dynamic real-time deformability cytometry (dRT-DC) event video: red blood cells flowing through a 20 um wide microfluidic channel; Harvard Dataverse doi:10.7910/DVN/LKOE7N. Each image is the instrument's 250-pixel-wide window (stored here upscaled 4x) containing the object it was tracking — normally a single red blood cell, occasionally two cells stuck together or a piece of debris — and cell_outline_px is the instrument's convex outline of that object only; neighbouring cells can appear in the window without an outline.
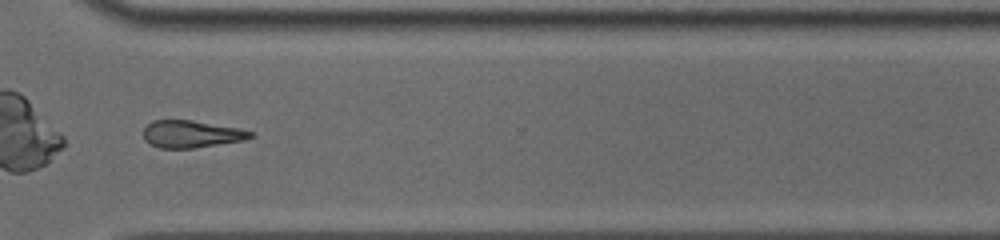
{"species": "common noctule bat (a hibernating species)", "species_latin": "Nyctalus noctula", "temperature_condition": "cold", "stored_images_in_passage": 31, "camera_frame_rate_fps": 3000, "um_per_image_px": 0.085, "animal": {"sex": "male", "body_mass_g": 19.0, "forearm_length_mm": 50.8}, "frame": {"image": 1, "passage_image": 22, "time_ms": 7.0, "image_size_px": [1000, 240], "cell_outline_px": [[252, 136], [244, 140], [192, 148], [160, 148], [144, 140], [144, 128], [152, 120], [192, 120], [240, 128], [252, 132]], "centroid_in_image_um": [16.24, 11.38], "position_along_channel_um": 354.4, "area_um2": 16.82}}